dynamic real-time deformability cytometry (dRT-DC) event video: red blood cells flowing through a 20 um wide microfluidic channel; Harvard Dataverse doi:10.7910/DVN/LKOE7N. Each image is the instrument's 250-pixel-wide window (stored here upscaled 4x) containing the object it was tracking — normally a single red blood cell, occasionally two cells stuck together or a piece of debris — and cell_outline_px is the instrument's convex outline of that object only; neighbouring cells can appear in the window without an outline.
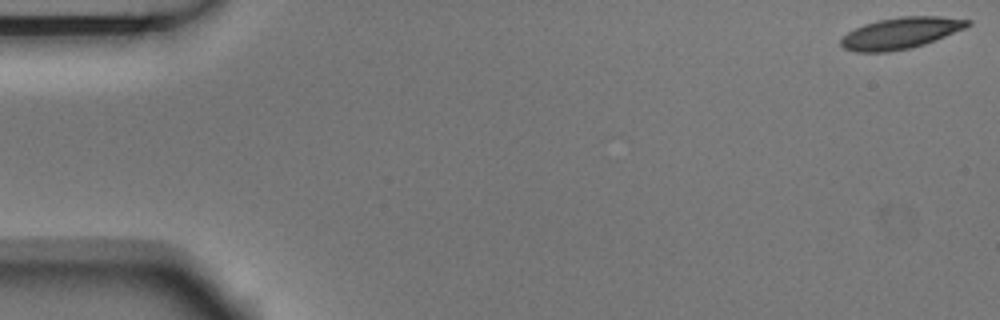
{"species": "Egyptian fruit bat (a non-hibernating species)", "species_latin": "Rousettus aegyptiacus", "temperature_condition": "room temperature", "stored_images_in_passage": 4, "camera_frame_rate_fps": 3000, "um_per_image_px": 0.085, "animal": {"sex": "male"}, "frame": {"image": 1, "passage_image": 1, "time_ms": 0.0, "image_size_px": [1000, 320], "cell_outline_px": [[972, 24], [964, 28], [924, 44], [912, 48], [888, 52], [856, 52], [844, 48], [840, 44], [840, 40], [848, 32], [864, 24], [876, 20], [900, 16], [940, 16], [972, 20]], "centroid_in_image_um": [76.55, 2.81], "position_along_channel_um": 8.5, "area_um2": 23.12}}
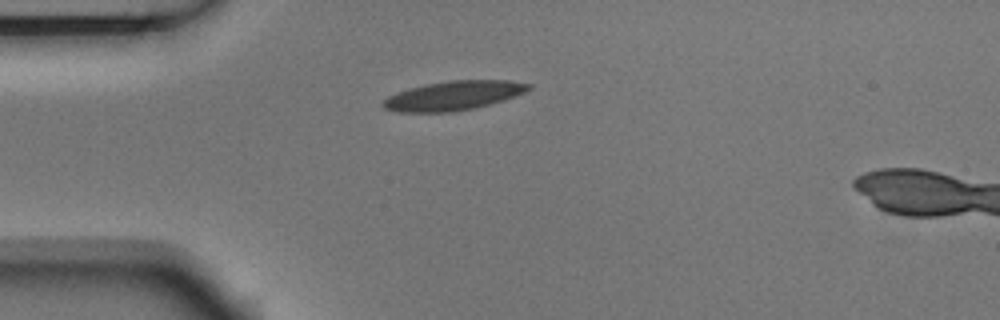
{"frame": {"image": 2, "passage_image": 4, "time_ms": 1.0, "image_size_px": [1000, 320], "cell_outline_px": [[532, 88], [524, 92], [488, 104], [472, 108], [452, 112], [400, 112], [384, 108], [380, 104], [388, 96], [396, 92], [408, 88], [448, 80], [508, 80], [532, 84]], "centroid_in_image_um": [38.5, 8.12], "position_along_channel_um": 46.5, "area_um2": 24.51}}